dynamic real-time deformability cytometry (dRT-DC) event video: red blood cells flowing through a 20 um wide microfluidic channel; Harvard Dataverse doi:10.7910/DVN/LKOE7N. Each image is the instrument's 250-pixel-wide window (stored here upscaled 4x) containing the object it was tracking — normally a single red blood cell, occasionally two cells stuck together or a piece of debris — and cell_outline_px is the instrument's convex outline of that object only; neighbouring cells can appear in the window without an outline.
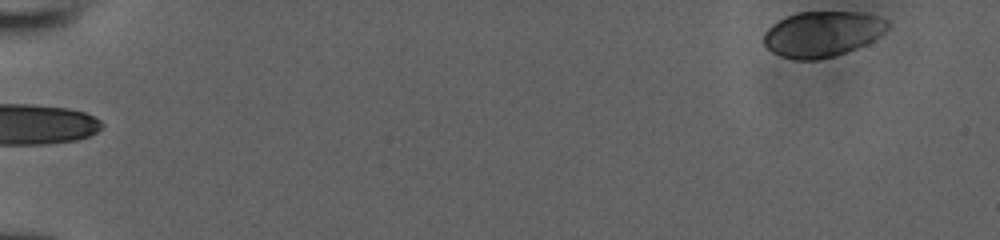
{"species": "human", "species_latin": "Homo sapiens", "temperature_condition": "room temperature", "stored_images_in_passage": 15, "segment_of_instrument_passage": [2, 2], "camera_frame_rate_fps": 3000, "um_per_image_px": 0.085, "donor": {"sex": "male"}, "frame": {"image": 1, "passage_image": 15, "time_ms": 8.0, "image_size_px": [1000, 240], "cell_outline_px": [[888, 28], [884, 32], [872, 40], [856, 48], [832, 56], [816, 60], [796, 60], [780, 56], [772, 52], [764, 44], [764, 32], [772, 24], [796, 12], [860, 12], [876, 16], [888, 20]], "centroid_in_image_um": [69.87, 2.88], "position_along_channel_um": 15.1, "area_um2": 32.6}}